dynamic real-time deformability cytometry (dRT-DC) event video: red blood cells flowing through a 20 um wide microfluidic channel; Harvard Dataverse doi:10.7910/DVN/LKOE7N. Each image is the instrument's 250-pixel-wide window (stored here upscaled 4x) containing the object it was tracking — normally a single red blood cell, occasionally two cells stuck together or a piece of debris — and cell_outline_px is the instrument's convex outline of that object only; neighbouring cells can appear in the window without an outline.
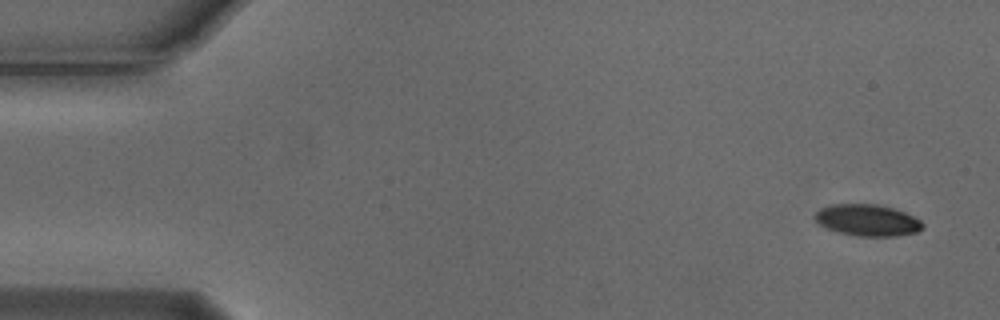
{"species": "Egyptian fruit bat (a non-hibernating species)", "species_latin": "Rousettus aegyptiacus", "temperature_condition": "cold", "stored_images_in_passage": 5, "segment_of_instrument_passage": [1, 2], "camera_frame_rate_fps": 3000, "um_per_image_px": 0.085, "animal": {"sex": "male"}, "frame": {"image": 1, "passage_image": 1, "time_ms": 0.0, "image_size_px": [1000, 320], "cell_outline_px": [[924, 228], [916, 232], [896, 236], [860, 236], [840, 232], [828, 228], [820, 224], [816, 220], [816, 212], [820, 208], [832, 204], [876, 204], [892, 208], [904, 212], [920, 220], [924, 224]], "centroid_in_image_um": [73.76, 18.71], "position_along_channel_um": 11.2, "area_um2": 19.54}}